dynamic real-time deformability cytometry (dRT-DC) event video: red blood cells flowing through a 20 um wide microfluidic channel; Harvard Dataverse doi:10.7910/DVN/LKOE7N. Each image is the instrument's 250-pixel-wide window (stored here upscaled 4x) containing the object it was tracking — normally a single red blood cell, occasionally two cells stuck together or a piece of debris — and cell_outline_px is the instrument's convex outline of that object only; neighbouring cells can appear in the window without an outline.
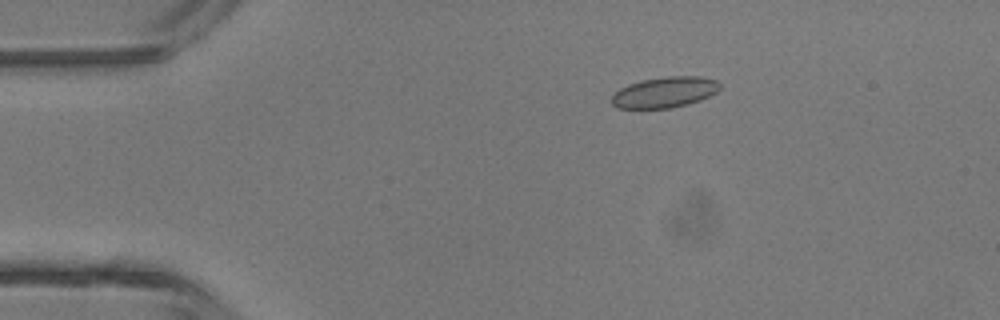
{"species": "common noctule bat (a hibernating species)", "species_latin": "Nyctalus noctula", "temperature_condition": "room temperature", "stored_images_in_passage": 4, "camera_frame_rate_fps": 3000, "um_per_image_px": 0.085, "animal": {"sex": "male", "body_mass_g": 13.3}, "frame": {"image": 1, "passage_image": 1, "time_ms": 0.0, "image_size_px": [1000, 320], "cell_outline_px": [[720, 88], [716, 92], [700, 100], [688, 104], [668, 108], [616, 108], [612, 104], [612, 96], [620, 88], [628, 84], [640, 80], [668, 76], [700, 76], [716, 80], [720, 84]], "centroid_in_image_um": [56.49, 7.83], "position_along_channel_um": 28.5, "area_um2": 19.36}}
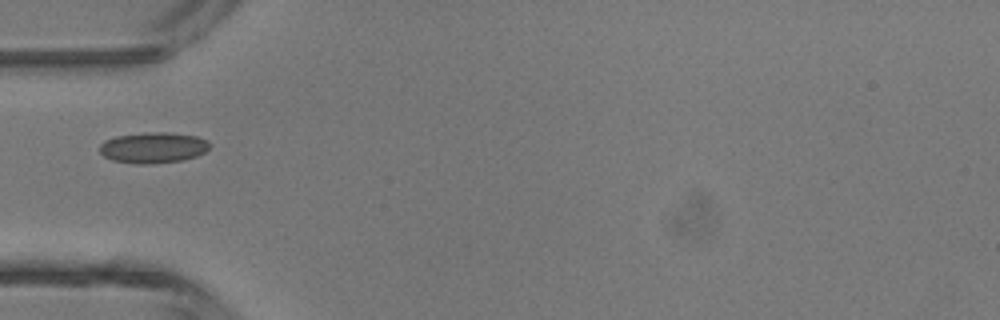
{"frame": {"image": 2, "passage_image": 3, "time_ms": 0.667, "image_size_px": [1000, 320], "cell_outline_px": [[212, 144], [204, 152], [196, 156], [184, 160], [148, 164], [136, 164], [112, 160], [104, 156], [100, 152], [100, 144], [104, 140], [116, 136], [148, 132], [168, 132], [196, 136], [208, 140]], "centroid_in_image_um": [13.03, 12.55], "position_along_channel_um": 72.0, "area_um2": 19.88}}
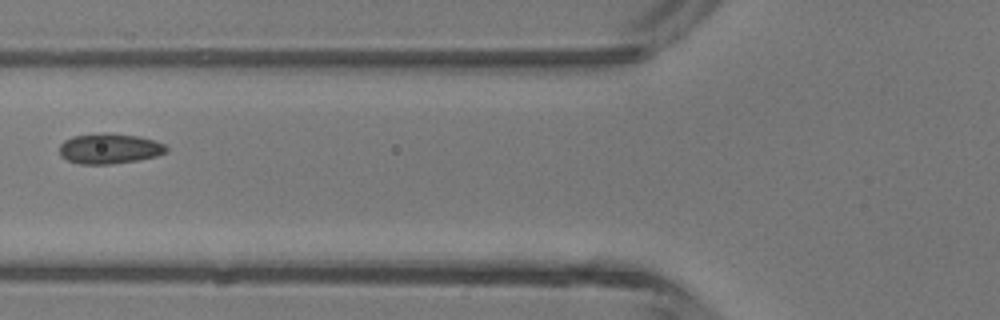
{"frame": {"image": 3, "passage_image": 4, "time_ms": 1.0, "image_size_px": [1000, 320], "cell_outline_px": [[168, 152], [156, 156], [136, 160], [108, 164], [80, 164], [68, 160], [60, 156], [60, 144], [64, 140], [72, 136], [104, 132], [140, 136], [164, 144], [168, 148]], "centroid_in_image_um": [9.29, 12.62], "position_along_channel_um": 116.5, "area_um2": 18.9}}